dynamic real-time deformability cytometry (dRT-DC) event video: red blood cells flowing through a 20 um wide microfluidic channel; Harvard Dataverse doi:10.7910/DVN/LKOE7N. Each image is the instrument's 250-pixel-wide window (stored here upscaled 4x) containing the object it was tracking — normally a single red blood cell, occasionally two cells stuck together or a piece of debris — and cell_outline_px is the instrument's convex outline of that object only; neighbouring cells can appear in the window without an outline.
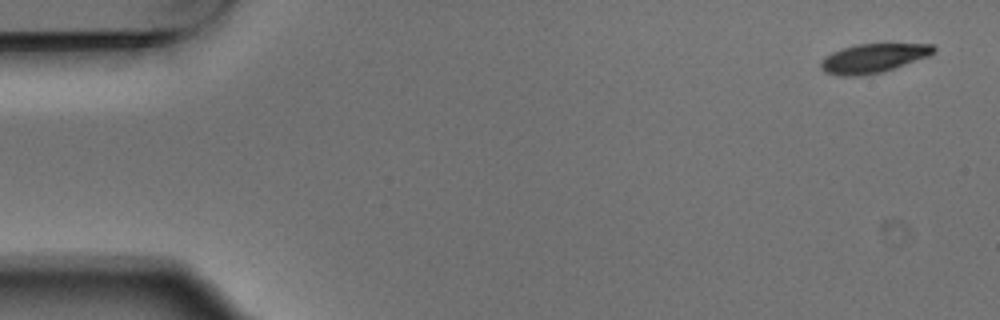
{"species": "Egyptian fruit bat (a non-hibernating species)", "species_latin": "Rousettus aegyptiacus", "temperature_condition": "warm", "stored_images_in_passage": 5, "camera_frame_rate_fps": 3000, "um_per_image_px": 0.085, "animal": {"sex": "male"}, "frame": {"image": 1, "passage_image": 1, "time_ms": 0.0, "image_size_px": [1000, 320], "cell_outline_px": [[936, 52], [928, 56], [880, 72], [860, 76], [836, 76], [824, 72], [820, 68], [820, 64], [824, 56], [832, 52], [856, 44], [932, 44], [936, 48]], "centroid_in_image_um": [74.18, 4.95], "position_along_channel_um": 10.8, "area_um2": 18.96}}
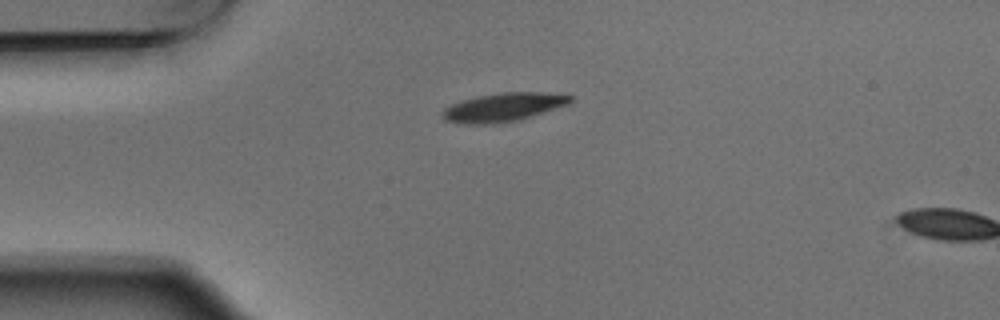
{"frame": {"image": 2, "passage_image": 4, "time_ms": 1.0, "image_size_px": [1000, 320], "cell_outline_px": [[572, 100], [568, 104], [516, 120], [488, 124], [468, 124], [444, 120], [444, 108], [452, 104], [476, 96], [500, 92], [544, 92], [572, 96]], "centroid_in_image_um": [42.77, 9.09], "position_along_channel_um": 42.2, "area_um2": 20.75}}